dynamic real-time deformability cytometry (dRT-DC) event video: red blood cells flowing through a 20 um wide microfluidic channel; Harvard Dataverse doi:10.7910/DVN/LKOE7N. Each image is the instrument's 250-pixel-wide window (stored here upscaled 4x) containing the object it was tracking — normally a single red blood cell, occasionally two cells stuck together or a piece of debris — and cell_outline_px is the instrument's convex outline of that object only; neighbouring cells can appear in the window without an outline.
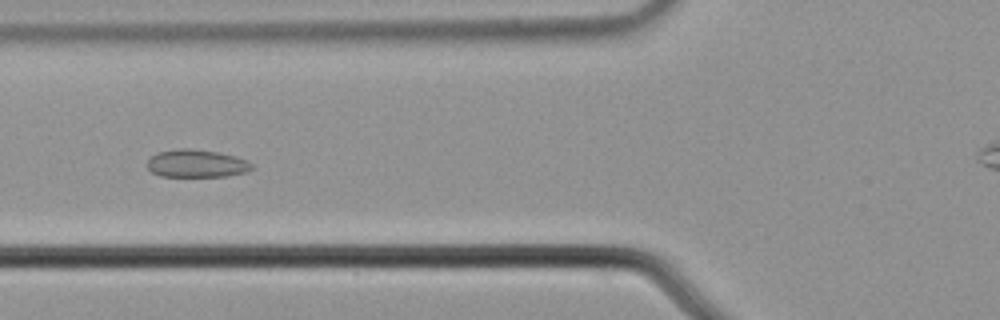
{"species": "common noctule bat (a hibernating species)", "species_latin": "Nyctalus noctula", "temperature_condition": "cold", "stored_images_in_passage": 15, "camera_frame_rate_fps": 3000, "um_per_image_px": 0.085, "animal": {"sex": "male", "body_mass_g": 21.5, "forearm_length_mm": 52.0}, "frame": {"image": 1, "passage_image": 3, "time_ms": 0.667, "image_size_px": [1000, 320], "cell_outline_px": [[256, 168], [248, 172], [228, 176], [160, 176], [152, 172], [148, 168], [148, 160], [156, 152], [180, 148], [192, 148], [216, 152], [236, 156], [248, 160]], "centroid_in_image_um": [16.76, 13.89], "position_along_channel_um": 109.0, "area_um2": 17.11}}
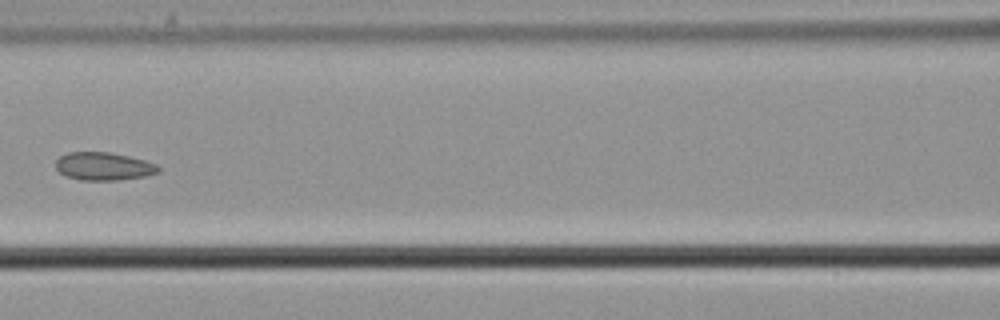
{"frame": {"image": 2, "passage_image": 4, "time_ms": 1.0, "image_size_px": [1000, 320], "cell_outline_px": [[160, 172], [144, 176], [120, 180], [80, 180], [68, 176], [60, 172], [56, 168], [56, 160], [60, 156], [68, 152], [108, 152], [128, 156], [144, 160], [156, 164], [160, 168]], "centroid_in_image_um": [8.81, 14.13], "position_along_channel_um": 157.8, "area_um2": 16.65}}